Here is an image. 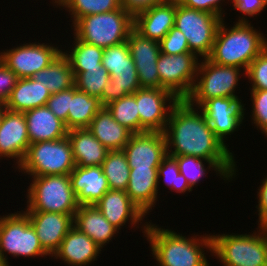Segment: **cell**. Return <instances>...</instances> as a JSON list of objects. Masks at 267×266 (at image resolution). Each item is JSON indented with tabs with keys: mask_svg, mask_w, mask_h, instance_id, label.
<instances>
[{
	"mask_svg": "<svg viewBox=\"0 0 267 266\" xmlns=\"http://www.w3.org/2000/svg\"><path fill=\"white\" fill-rule=\"evenodd\" d=\"M163 133L168 156H196L212 161L230 180L236 177L229 145L215 135L202 111L185 99L173 106Z\"/></svg>",
	"mask_w": 267,
	"mask_h": 266,
	"instance_id": "1",
	"label": "cell"
},
{
	"mask_svg": "<svg viewBox=\"0 0 267 266\" xmlns=\"http://www.w3.org/2000/svg\"><path fill=\"white\" fill-rule=\"evenodd\" d=\"M144 224L142 233L147 237L158 266H210L204 252L205 248L212 252L210 234L200 237L194 234L189 238L151 222Z\"/></svg>",
	"mask_w": 267,
	"mask_h": 266,
	"instance_id": "2",
	"label": "cell"
},
{
	"mask_svg": "<svg viewBox=\"0 0 267 266\" xmlns=\"http://www.w3.org/2000/svg\"><path fill=\"white\" fill-rule=\"evenodd\" d=\"M224 20L218 26L207 58L216 64L242 68L246 72L250 63L267 47V38L249 22H236L229 28Z\"/></svg>",
	"mask_w": 267,
	"mask_h": 266,
	"instance_id": "3",
	"label": "cell"
},
{
	"mask_svg": "<svg viewBox=\"0 0 267 266\" xmlns=\"http://www.w3.org/2000/svg\"><path fill=\"white\" fill-rule=\"evenodd\" d=\"M252 234L211 235L212 256L223 266H267V227Z\"/></svg>",
	"mask_w": 267,
	"mask_h": 266,
	"instance_id": "4",
	"label": "cell"
},
{
	"mask_svg": "<svg viewBox=\"0 0 267 266\" xmlns=\"http://www.w3.org/2000/svg\"><path fill=\"white\" fill-rule=\"evenodd\" d=\"M133 26L134 18L121 7L111 12L81 17L73 25V35L87 44L104 49L127 41Z\"/></svg>",
	"mask_w": 267,
	"mask_h": 266,
	"instance_id": "5",
	"label": "cell"
},
{
	"mask_svg": "<svg viewBox=\"0 0 267 266\" xmlns=\"http://www.w3.org/2000/svg\"><path fill=\"white\" fill-rule=\"evenodd\" d=\"M27 188L25 211L54 212L74 215L80 204L71 187L69 175L32 177Z\"/></svg>",
	"mask_w": 267,
	"mask_h": 266,
	"instance_id": "6",
	"label": "cell"
},
{
	"mask_svg": "<svg viewBox=\"0 0 267 266\" xmlns=\"http://www.w3.org/2000/svg\"><path fill=\"white\" fill-rule=\"evenodd\" d=\"M76 167L68 137L29 145L23 162L18 166L29 177L70 175Z\"/></svg>",
	"mask_w": 267,
	"mask_h": 266,
	"instance_id": "7",
	"label": "cell"
},
{
	"mask_svg": "<svg viewBox=\"0 0 267 266\" xmlns=\"http://www.w3.org/2000/svg\"><path fill=\"white\" fill-rule=\"evenodd\" d=\"M201 60H203L201 62ZM199 59L197 77L193 88L185 100L194 107H199L204 101L217 97H238L235 90L240 75H246L242 68L223 66L208 58ZM243 70V74L241 71ZM241 73V74H240Z\"/></svg>",
	"mask_w": 267,
	"mask_h": 266,
	"instance_id": "8",
	"label": "cell"
},
{
	"mask_svg": "<svg viewBox=\"0 0 267 266\" xmlns=\"http://www.w3.org/2000/svg\"><path fill=\"white\" fill-rule=\"evenodd\" d=\"M101 63L110 74V80L102 90L103 106L141 88L127 41L104 48Z\"/></svg>",
	"mask_w": 267,
	"mask_h": 266,
	"instance_id": "9",
	"label": "cell"
},
{
	"mask_svg": "<svg viewBox=\"0 0 267 266\" xmlns=\"http://www.w3.org/2000/svg\"><path fill=\"white\" fill-rule=\"evenodd\" d=\"M6 252L16 258L49 255L41 246L35 229L24 211L0 216V256L6 266H10Z\"/></svg>",
	"mask_w": 267,
	"mask_h": 266,
	"instance_id": "10",
	"label": "cell"
},
{
	"mask_svg": "<svg viewBox=\"0 0 267 266\" xmlns=\"http://www.w3.org/2000/svg\"><path fill=\"white\" fill-rule=\"evenodd\" d=\"M221 21L217 15L184 7L176 0L174 26L186 37L190 51L200 58L210 55Z\"/></svg>",
	"mask_w": 267,
	"mask_h": 266,
	"instance_id": "11",
	"label": "cell"
},
{
	"mask_svg": "<svg viewBox=\"0 0 267 266\" xmlns=\"http://www.w3.org/2000/svg\"><path fill=\"white\" fill-rule=\"evenodd\" d=\"M198 58L193 52L174 55L160 53L157 60L160 88L171 91L180 100L185 99L197 77Z\"/></svg>",
	"mask_w": 267,
	"mask_h": 266,
	"instance_id": "12",
	"label": "cell"
},
{
	"mask_svg": "<svg viewBox=\"0 0 267 266\" xmlns=\"http://www.w3.org/2000/svg\"><path fill=\"white\" fill-rule=\"evenodd\" d=\"M48 44V45H47ZM50 43H24L16 48L0 52V60L18 78H32L43 68H46L63 49H58Z\"/></svg>",
	"mask_w": 267,
	"mask_h": 266,
	"instance_id": "13",
	"label": "cell"
},
{
	"mask_svg": "<svg viewBox=\"0 0 267 266\" xmlns=\"http://www.w3.org/2000/svg\"><path fill=\"white\" fill-rule=\"evenodd\" d=\"M133 95L140 117V133L164 132L170 112L180 99L165 88H139Z\"/></svg>",
	"mask_w": 267,
	"mask_h": 266,
	"instance_id": "14",
	"label": "cell"
},
{
	"mask_svg": "<svg viewBox=\"0 0 267 266\" xmlns=\"http://www.w3.org/2000/svg\"><path fill=\"white\" fill-rule=\"evenodd\" d=\"M215 135L227 146V136L238 131L246 110L239 97H217L204 101L198 107Z\"/></svg>",
	"mask_w": 267,
	"mask_h": 266,
	"instance_id": "15",
	"label": "cell"
},
{
	"mask_svg": "<svg viewBox=\"0 0 267 266\" xmlns=\"http://www.w3.org/2000/svg\"><path fill=\"white\" fill-rule=\"evenodd\" d=\"M127 44L141 88H160L157 69V60L161 53L159 42L142 36L133 28L129 33Z\"/></svg>",
	"mask_w": 267,
	"mask_h": 266,
	"instance_id": "16",
	"label": "cell"
},
{
	"mask_svg": "<svg viewBox=\"0 0 267 266\" xmlns=\"http://www.w3.org/2000/svg\"><path fill=\"white\" fill-rule=\"evenodd\" d=\"M129 168H158L167 156L163 132L134 133L123 147Z\"/></svg>",
	"mask_w": 267,
	"mask_h": 266,
	"instance_id": "17",
	"label": "cell"
},
{
	"mask_svg": "<svg viewBox=\"0 0 267 266\" xmlns=\"http://www.w3.org/2000/svg\"><path fill=\"white\" fill-rule=\"evenodd\" d=\"M30 145L24 113L7 110L0 122V159L16 160L17 167L23 162Z\"/></svg>",
	"mask_w": 267,
	"mask_h": 266,
	"instance_id": "18",
	"label": "cell"
},
{
	"mask_svg": "<svg viewBox=\"0 0 267 266\" xmlns=\"http://www.w3.org/2000/svg\"><path fill=\"white\" fill-rule=\"evenodd\" d=\"M43 249L51 257L73 227L74 215L54 212L24 211Z\"/></svg>",
	"mask_w": 267,
	"mask_h": 266,
	"instance_id": "19",
	"label": "cell"
},
{
	"mask_svg": "<svg viewBox=\"0 0 267 266\" xmlns=\"http://www.w3.org/2000/svg\"><path fill=\"white\" fill-rule=\"evenodd\" d=\"M103 216L118 230L128 221L131 226H138L144 221L146 214L129 198L126 191L109 189L94 204ZM140 222V224H139Z\"/></svg>",
	"mask_w": 267,
	"mask_h": 266,
	"instance_id": "20",
	"label": "cell"
},
{
	"mask_svg": "<svg viewBox=\"0 0 267 266\" xmlns=\"http://www.w3.org/2000/svg\"><path fill=\"white\" fill-rule=\"evenodd\" d=\"M101 249L85 233L73 226L51 257L55 256V259H61L69 266H89L97 260Z\"/></svg>",
	"mask_w": 267,
	"mask_h": 266,
	"instance_id": "21",
	"label": "cell"
},
{
	"mask_svg": "<svg viewBox=\"0 0 267 266\" xmlns=\"http://www.w3.org/2000/svg\"><path fill=\"white\" fill-rule=\"evenodd\" d=\"M69 177L80 205H94L110 189L101 166H76Z\"/></svg>",
	"mask_w": 267,
	"mask_h": 266,
	"instance_id": "22",
	"label": "cell"
},
{
	"mask_svg": "<svg viewBox=\"0 0 267 266\" xmlns=\"http://www.w3.org/2000/svg\"><path fill=\"white\" fill-rule=\"evenodd\" d=\"M176 0L151 7L134 17L133 28L142 36L160 42L174 26Z\"/></svg>",
	"mask_w": 267,
	"mask_h": 266,
	"instance_id": "23",
	"label": "cell"
},
{
	"mask_svg": "<svg viewBox=\"0 0 267 266\" xmlns=\"http://www.w3.org/2000/svg\"><path fill=\"white\" fill-rule=\"evenodd\" d=\"M158 168H130L126 193L145 213L151 212L158 199Z\"/></svg>",
	"mask_w": 267,
	"mask_h": 266,
	"instance_id": "24",
	"label": "cell"
},
{
	"mask_svg": "<svg viewBox=\"0 0 267 266\" xmlns=\"http://www.w3.org/2000/svg\"><path fill=\"white\" fill-rule=\"evenodd\" d=\"M73 226L102 249L119 233L95 205H80L74 214Z\"/></svg>",
	"mask_w": 267,
	"mask_h": 266,
	"instance_id": "25",
	"label": "cell"
},
{
	"mask_svg": "<svg viewBox=\"0 0 267 266\" xmlns=\"http://www.w3.org/2000/svg\"><path fill=\"white\" fill-rule=\"evenodd\" d=\"M30 144L67 136L65 123L45 105L24 112Z\"/></svg>",
	"mask_w": 267,
	"mask_h": 266,
	"instance_id": "26",
	"label": "cell"
},
{
	"mask_svg": "<svg viewBox=\"0 0 267 266\" xmlns=\"http://www.w3.org/2000/svg\"><path fill=\"white\" fill-rule=\"evenodd\" d=\"M76 166H101L109 150L87 129H72L67 132Z\"/></svg>",
	"mask_w": 267,
	"mask_h": 266,
	"instance_id": "27",
	"label": "cell"
},
{
	"mask_svg": "<svg viewBox=\"0 0 267 266\" xmlns=\"http://www.w3.org/2000/svg\"><path fill=\"white\" fill-rule=\"evenodd\" d=\"M87 129L109 151L122 150L133 134L113 118L106 106L96 113Z\"/></svg>",
	"mask_w": 267,
	"mask_h": 266,
	"instance_id": "28",
	"label": "cell"
},
{
	"mask_svg": "<svg viewBox=\"0 0 267 266\" xmlns=\"http://www.w3.org/2000/svg\"><path fill=\"white\" fill-rule=\"evenodd\" d=\"M51 93L33 78H18L16 86L5 102L7 110L24 113L45 106Z\"/></svg>",
	"mask_w": 267,
	"mask_h": 266,
	"instance_id": "29",
	"label": "cell"
},
{
	"mask_svg": "<svg viewBox=\"0 0 267 266\" xmlns=\"http://www.w3.org/2000/svg\"><path fill=\"white\" fill-rule=\"evenodd\" d=\"M103 107L98 97L70 88V108L68 109V131L88 128L96 113Z\"/></svg>",
	"mask_w": 267,
	"mask_h": 266,
	"instance_id": "30",
	"label": "cell"
},
{
	"mask_svg": "<svg viewBox=\"0 0 267 266\" xmlns=\"http://www.w3.org/2000/svg\"><path fill=\"white\" fill-rule=\"evenodd\" d=\"M32 78L46 86L51 94L70 89L75 80L69 61L62 52Z\"/></svg>",
	"mask_w": 267,
	"mask_h": 266,
	"instance_id": "31",
	"label": "cell"
},
{
	"mask_svg": "<svg viewBox=\"0 0 267 266\" xmlns=\"http://www.w3.org/2000/svg\"><path fill=\"white\" fill-rule=\"evenodd\" d=\"M74 44L72 49L63 55L68 59L74 75H79L87 69H99L102 66V57L104 49L95 45L87 44L79 40L74 35ZM71 51V52H70ZM70 53V54H69Z\"/></svg>",
	"mask_w": 267,
	"mask_h": 266,
	"instance_id": "32",
	"label": "cell"
},
{
	"mask_svg": "<svg viewBox=\"0 0 267 266\" xmlns=\"http://www.w3.org/2000/svg\"><path fill=\"white\" fill-rule=\"evenodd\" d=\"M101 167L110 189L126 191L130 168L123 150L109 151Z\"/></svg>",
	"mask_w": 267,
	"mask_h": 266,
	"instance_id": "33",
	"label": "cell"
},
{
	"mask_svg": "<svg viewBox=\"0 0 267 266\" xmlns=\"http://www.w3.org/2000/svg\"><path fill=\"white\" fill-rule=\"evenodd\" d=\"M59 8L69 12L74 25L81 17L120 9L119 0H63Z\"/></svg>",
	"mask_w": 267,
	"mask_h": 266,
	"instance_id": "34",
	"label": "cell"
},
{
	"mask_svg": "<svg viewBox=\"0 0 267 266\" xmlns=\"http://www.w3.org/2000/svg\"><path fill=\"white\" fill-rule=\"evenodd\" d=\"M106 108L118 123L125 126L133 134L140 133V117L136 98L133 94L110 102Z\"/></svg>",
	"mask_w": 267,
	"mask_h": 266,
	"instance_id": "35",
	"label": "cell"
},
{
	"mask_svg": "<svg viewBox=\"0 0 267 266\" xmlns=\"http://www.w3.org/2000/svg\"><path fill=\"white\" fill-rule=\"evenodd\" d=\"M171 157L175 158L179 166L180 174L186 178V181L191 189H193L194 185L196 186L198 184L203 176H206V173H208L207 169L216 171V175L219 174L223 180L230 181V179L212 161L189 155ZM206 163L208 164L207 168L205 167Z\"/></svg>",
	"mask_w": 267,
	"mask_h": 266,
	"instance_id": "36",
	"label": "cell"
},
{
	"mask_svg": "<svg viewBox=\"0 0 267 266\" xmlns=\"http://www.w3.org/2000/svg\"><path fill=\"white\" fill-rule=\"evenodd\" d=\"M74 77V86L77 90L98 97L101 101L102 90L110 80V74L103 66L99 69H87Z\"/></svg>",
	"mask_w": 267,
	"mask_h": 266,
	"instance_id": "37",
	"label": "cell"
},
{
	"mask_svg": "<svg viewBox=\"0 0 267 266\" xmlns=\"http://www.w3.org/2000/svg\"><path fill=\"white\" fill-rule=\"evenodd\" d=\"M158 184L161 178L169 189L177 193H186L192 191L186 178L180 174L178 163L174 157L166 156L158 167Z\"/></svg>",
	"mask_w": 267,
	"mask_h": 266,
	"instance_id": "38",
	"label": "cell"
},
{
	"mask_svg": "<svg viewBox=\"0 0 267 266\" xmlns=\"http://www.w3.org/2000/svg\"><path fill=\"white\" fill-rule=\"evenodd\" d=\"M246 76L250 90H267V47L250 63Z\"/></svg>",
	"mask_w": 267,
	"mask_h": 266,
	"instance_id": "39",
	"label": "cell"
},
{
	"mask_svg": "<svg viewBox=\"0 0 267 266\" xmlns=\"http://www.w3.org/2000/svg\"><path fill=\"white\" fill-rule=\"evenodd\" d=\"M252 123L267 137V90H251Z\"/></svg>",
	"mask_w": 267,
	"mask_h": 266,
	"instance_id": "40",
	"label": "cell"
},
{
	"mask_svg": "<svg viewBox=\"0 0 267 266\" xmlns=\"http://www.w3.org/2000/svg\"><path fill=\"white\" fill-rule=\"evenodd\" d=\"M160 51L165 55H174L191 52L188 41L182 31L173 26L159 42Z\"/></svg>",
	"mask_w": 267,
	"mask_h": 266,
	"instance_id": "41",
	"label": "cell"
},
{
	"mask_svg": "<svg viewBox=\"0 0 267 266\" xmlns=\"http://www.w3.org/2000/svg\"><path fill=\"white\" fill-rule=\"evenodd\" d=\"M46 106L65 123L68 130V112L70 108V89L51 94Z\"/></svg>",
	"mask_w": 267,
	"mask_h": 266,
	"instance_id": "42",
	"label": "cell"
},
{
	"mask_svg": "<svg viewBox=\"0 0 267 266\" xmlns=\"http://www.w3.org/2000/svg\"><path fill=\"white\" fill-rule=\"evenodd\" d=\"M230 2L233 9H237L243 15L242 17L239 16L238 22H249L247 16L249 18L254 17L267 7V0H231Z\"/></svg>",
	"mask_w": 267,
	"mask_h": 266,
	"instance_id": "43",
	"label": "cell"
},
{
	"mask_svg": "<svg viewBox=\"0 0 267 266\" xmlns=\"http://www.w3.org/2000/svg\"><path fill=\"white\" fill-rule=\"evenodd\" d=\"M223 1L225 2V0H177L184 7L209 12L224 19L226 13L223 14L225 12L222 8Z\"/></svg>",
	"mask_w": 267,
	"mask_h": 266,
	"instance_id": "44",
	"label": "cell"
},
{
	"mask_svg": "<svg viewBox=\"0 0 267 266\" xmlns=\"http://www.w3.org/2000/svg\"><path fill=\"white\" fill-rule=\"evenodd\" d=\"M18 77L10 69H8L0 60V100L6 102L11 91L16 86Z\"/></svg>",
	"mask_w": 267,
	"mask_h": 266,
	"instance_id": "45",
	"label": "cell"
},
{
	"mask_svg": "<svg viewBox=\"0 0 267 266\" xmlns=\"http://www.w3.org/2000/svg\"><path fill=\"white\" fill-rule=\"evenodd\" d=\"M121 7L133 18L151 7L165 3L167 0H119Z\"/></svg>",
	"mask_w": 267,
	"mask_h": 266,
	"instance_id": "46",
	"label": "cell"
},
{
	"mask_svg": "<svg viewBox=\"0 0 267 266\" xmlns=\"http://www.w3.org/2000/svg\"><path fill=\"white\" fill-rule=\"evenodd\" d=\"M257 199L258 205V225L259 227H267V176L263 179L261 186L258 187Z\"/></svg>",
	"mask_w": 267,
	"mask_h": 266,
	"instance_id": "47",
	"label": "cell"
},
{
	"mask_svg": "<svg viewBox=\"0 0 267 266\" xmlns=\"http://www.w3.org/2000/svg\"><path fill=\"white\" fill-rule=\"evenodd\" d=\"M6 106H5V102H2L1 100H0V122H1V119H2V117H3V114H4V112L6 111Z\"/></svg>",
	"mask_w": 267,
	"mask_h": 266,
	"instance_id": "48",
	"label": "cell"
},
{
	"mask_svg": "<svg viewBox=\"0 0 267 266\" xmlns=\"http://www.w3.org/2000/svg\"><path fill=\"white\" fill-rule=\"evenodd\" d=\"M52 1L54 2L53 5L55 4L56 7L57 6L60 7V5H61V3H62L63 0H52Z\"/></svg>",
	"mask_w": 267,
	"mask_h": 266,
	"instance_id": "49",
	"label": "cell"
},
{
	"mask_svg": "<svg viewBox=\"0 0 267 266\" xmlns=\"http://www.w3.org/2000/svg\"><path fill=\"white\" fill-rule=\"evenodd\" d=\"M0 266H6V264L3 262V260L1 259V256H0Z\"/></svg>",
	"mask_w": 267,
	"mask_h": 266,
	"instance_id": "50",
	"label": "cell"
}]
</instances>
